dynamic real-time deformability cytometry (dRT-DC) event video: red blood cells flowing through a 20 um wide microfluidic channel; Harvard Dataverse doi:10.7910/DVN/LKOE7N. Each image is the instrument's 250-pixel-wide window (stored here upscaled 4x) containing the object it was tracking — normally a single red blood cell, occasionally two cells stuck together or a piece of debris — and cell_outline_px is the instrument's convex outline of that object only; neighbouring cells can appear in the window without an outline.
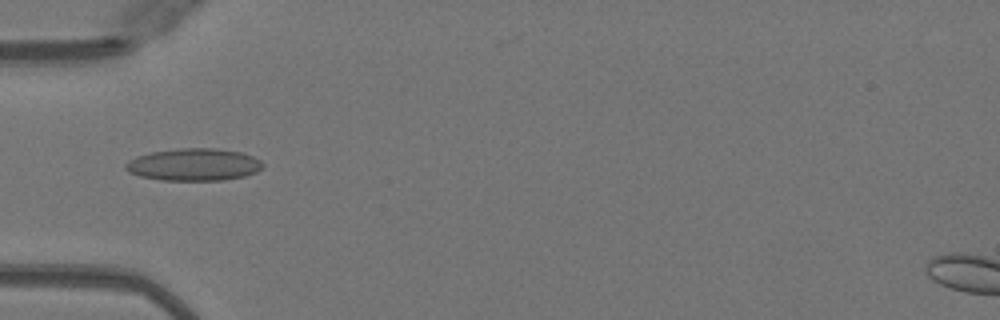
{"species": "Egyptian fruit bat (a non-hibernating species)", "species_latin": "Rousettus aegyptiacus", "temperature_condition": "warm", "stored_images_in_passage": 37, "camera_frame_rate_fps": 3000, "um_per_image_px": 0.085, "animal": {"sex": "female"}, "frame": {"image": 1, "passage_image": 10, "time_ms": 3.0, "image_size_px": [1000, 320], "cell_outline_px": [[264, 168], [256, 172], [244, 176], [224, 180], [160, 180], [140, 176], [128, 172], [124, 168], [124, 164], [136, 156], [152, 152], [180, 148], [212, 148], [240, 152], [252, 156], [260, 160], [264, 164]], "centroid_in_image_um": [16.47, 13.99], "position_along_channel_um": 68.5, "area_um2": 25.84}}
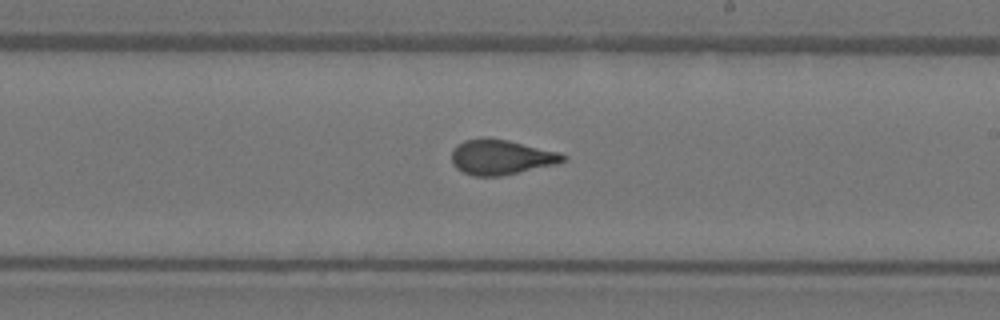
{"frame": {"image": 2, "passage_image": 23, "time_ms": 7.333, "image_size_px": [1000, 320], "cell_outline_px": [[568, 156], [564, 160], [556, 164], [500, 176], [472, 176], [456, 168], [452, 164], [452, 152], [456, 144], [464, 140], [488, 136], [508, 140], [560, 152]], "centroid_in_image_um": [42.57, 13.34], "position_along_channel_um": 246.4, "area_um2": 22.89}}
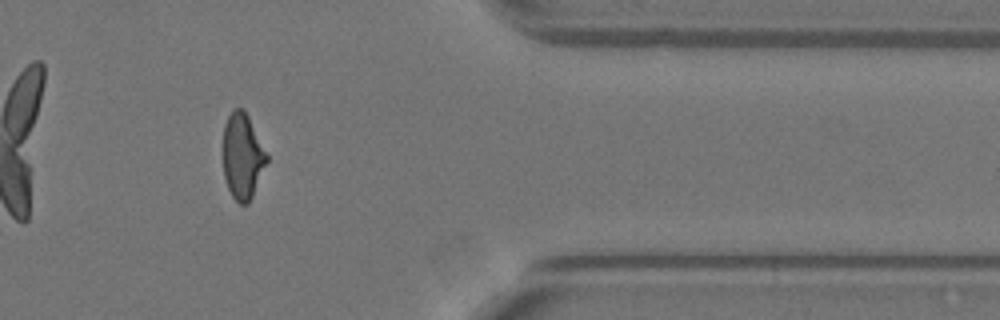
{"frame": {"image": 3, "passage_image": 35, "time_ms": 11.333, "image_size_px": [1000, 320], "cell_outline_px": [[268, 160], [252, 196], [248, 204], [240, 204], [232, 196], [228, 188], [224, 176], [224, 124], [228, 116], [236, 108], [244, 108], [268, 152]], "centroid_in_image_um": [20.64, 13.26], "position_along_channel_um": 390.8, "area_um2": 21.79}, "authors_computed_cell_mechanics": {"area_um2": 22.8888, "velocity_mm_per_s": 4.0905, "shape_relaxation_time_tau1_ms": 6.212, "shape_relaxation_time_tau2_ms": 0.7374, "deformation_change_tau1": 0.1972, "deformation_change_tau2": 0.0808}}